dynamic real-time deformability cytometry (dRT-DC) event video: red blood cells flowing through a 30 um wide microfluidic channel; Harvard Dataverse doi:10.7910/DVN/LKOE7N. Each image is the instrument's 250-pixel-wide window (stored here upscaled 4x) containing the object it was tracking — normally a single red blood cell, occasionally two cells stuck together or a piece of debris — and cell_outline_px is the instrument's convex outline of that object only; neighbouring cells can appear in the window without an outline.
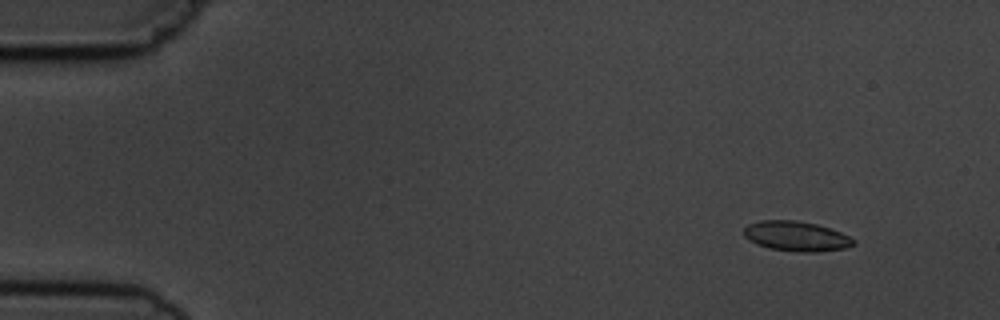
{"species": "common noctule bat (a hibernating species)", "species_latin": "Nyctalus noctula", "temperature_condition": "cold", "stored_images_in_passage": 5, "camera_frame_rate_fps": 3000, "um_per_image_px": 0.085, "animal": {"sex": "male", "body_mass_g": 19.5, "forearm_length_mm": 54.6}, "frame": {"image": 1, "passage_image": 2, "time_ms": 1.333, "image_size_px": [1000, 320], "cell_outline_px": [[856, 244], [844, 248], [816, 252], [800, 252], [768, 248], [756, 244], [748, 240], [744, 236], [744, 228], [748, 224], [760, 220], [796, 220], [816, 224], [840, 232], [856, 240]], "centroid_in_image_um": [67.66, 20.08], "position_along_channel_um": 17.3, "area_um2": 19.13}}
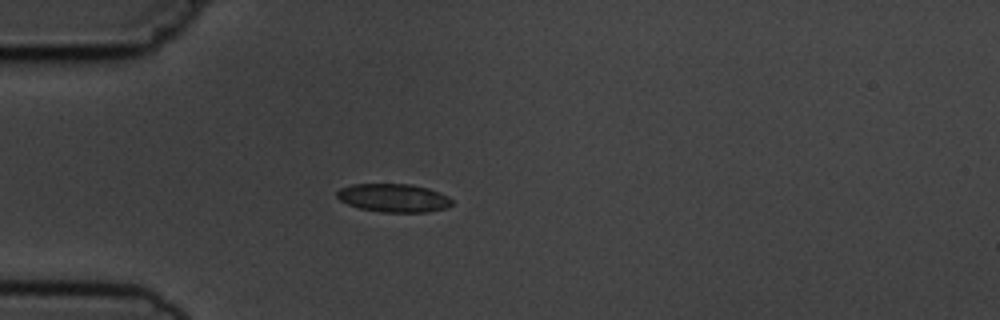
{"frame": {"image": 2, "passage_image": 5, "time_ms": 4.667, "image_size_px": [1000, 320], "cell_outline_px": [[452, 204], [444, 208], [428, 212], [384, 212], [360, 208], [348, 204], [340, 200], [336, 196], [336, 192], [340, 188], [352, 184], [412, 184], [428, 188], [440, 192], [448, 196], [452, 200]], "centroid_in_image_um": [33.45, 16.81], "position_along_channel_um": 51.5, "area_um2": 18.96}}